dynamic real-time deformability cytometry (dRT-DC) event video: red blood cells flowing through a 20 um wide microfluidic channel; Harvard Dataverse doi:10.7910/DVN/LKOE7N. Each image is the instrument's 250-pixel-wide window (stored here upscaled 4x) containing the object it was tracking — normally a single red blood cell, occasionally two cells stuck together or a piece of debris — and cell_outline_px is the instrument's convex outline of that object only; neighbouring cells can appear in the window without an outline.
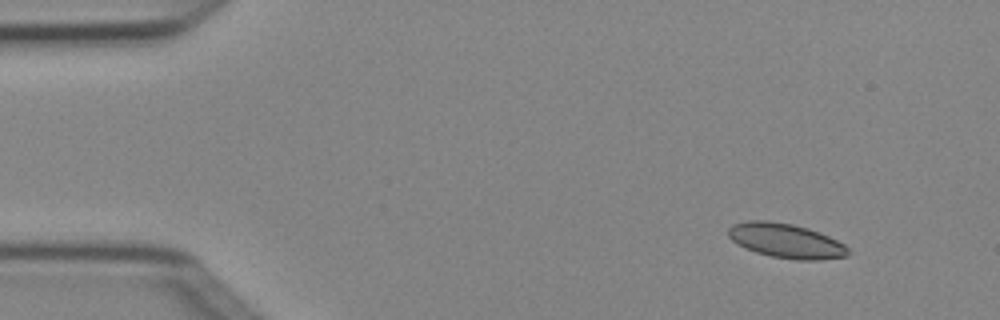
{"species": "Egyptian fruit bat (a non-hibernating species)", "species_latin": "Rousettus aegyptiacus", "temperature_condition": "cold", "stored_images_in_passage": 5, "camera_frame_rate_fps": 3000, "um_per_image_px": 0.085, "animal": {"sex": "female"}, "frame": {"image": 1, "passage_image": 2, "time_ms": 0.333, "image_size_px": [1000, 320], "cell_outline_px": [[848, 256], [820, 260], [796, 260], [772, 256], [756, 252], [732, 240], [728, 236], [728, 228], [732, 224], [748, 220], [768, 220], [792, 224], [808, 228], [820, 232], [844, 244], [848, 248]], "centroid_in_image_um": [66.82, 20.45], "position_along_channel_um": 18.2, "area_um2": 23.99}}
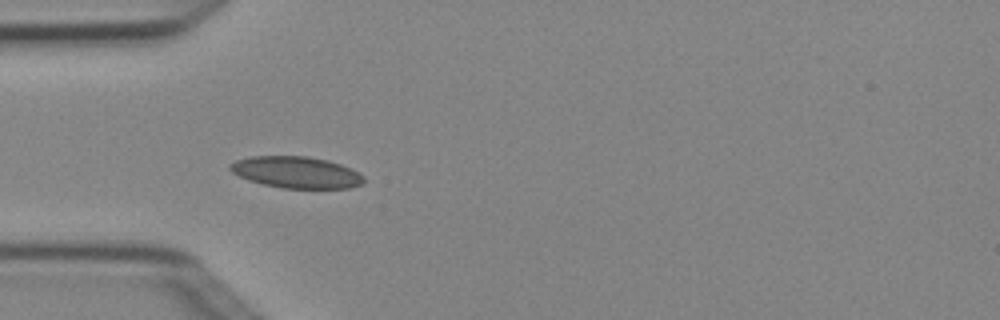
{"frame": {"image": 2, "passage_image": 4, "time_ms": 1.0, "image_size_px": [1000, 320], "cell_outline_px": [[364, 184], [352, 188], [284, 188], [264, 184], [248, 180], [232, 172], [228, 168], [228, 164], [236, 160], [252, 156], [308, 156], [328, 160], [340, 164], [364, 176]], "centroid_in_image_um": [25.18, 14.64], "position_along_channel_um": 59.8, "area_um2": 24.57}}
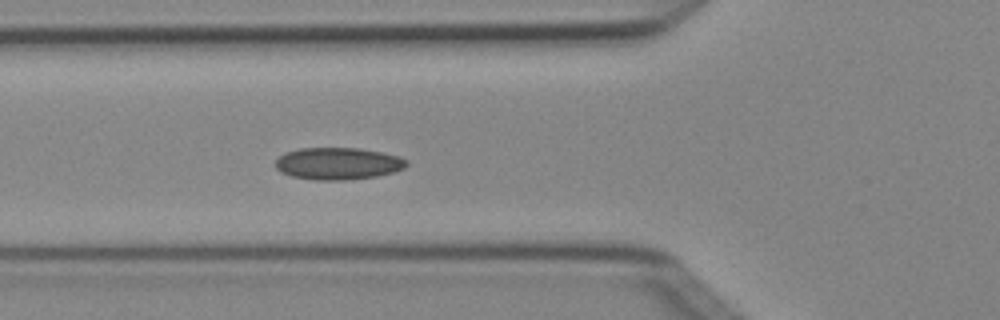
{"frame": {"image": 3, "passage_image": 5, "time_ms": 1.333, "image_size_px": [1000, 320], "cell_outline_px": [[408, 164], [404, 168], [392, 172], [376, 176], [348, 180], [312, 180], [292, 176], [280, 172], [276, 168], [276, 160], [284, 152], [300, 148], [360, 148], [384, 152], [400, 156], [408, 160]], "centroid_in_image_um": [28.74, 13.9], "position_along_channel_um": 97.1, "area_um2": 24.74}}